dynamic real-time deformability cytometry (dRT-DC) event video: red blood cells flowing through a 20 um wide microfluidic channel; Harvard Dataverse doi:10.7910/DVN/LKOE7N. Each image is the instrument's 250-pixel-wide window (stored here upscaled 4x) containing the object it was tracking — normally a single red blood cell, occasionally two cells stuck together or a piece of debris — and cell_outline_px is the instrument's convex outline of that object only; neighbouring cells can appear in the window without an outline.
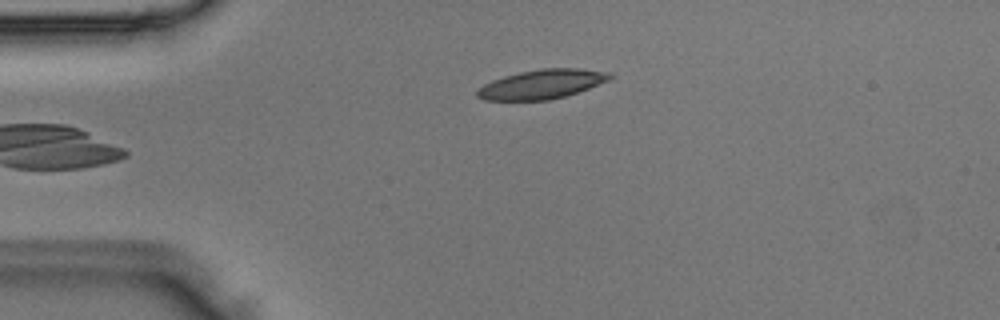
{"species": "Egyptian fruit bat (a non-hibernating species)", "species_latin": "Rousettus aegyptiacus", "temperature_condition": "room temperature", "stored_images_in_passage": 2, "camera_frame_rate_fps": 3000, "um_per_image_px": 0.085, "animal": {"sex": "male"}, "frame": {"image": 1, "passage_image": 2, "time_ms": 0.333, "image_size_px": [1000, 320], "cell_outline_px": [[616, 76], [608, 80], [588, 88], [564, 96], [548, 100], [484, 100], [476, 96], [476, 92], [484, 84], [492, 80], [504, 76], [520, 72], [540, 68], [576, 68], [608, 72]], "centroid_in_image_um": [46.04, 7.15], "position_along_channel_um": 39.0, "area_um2": 22.43}}